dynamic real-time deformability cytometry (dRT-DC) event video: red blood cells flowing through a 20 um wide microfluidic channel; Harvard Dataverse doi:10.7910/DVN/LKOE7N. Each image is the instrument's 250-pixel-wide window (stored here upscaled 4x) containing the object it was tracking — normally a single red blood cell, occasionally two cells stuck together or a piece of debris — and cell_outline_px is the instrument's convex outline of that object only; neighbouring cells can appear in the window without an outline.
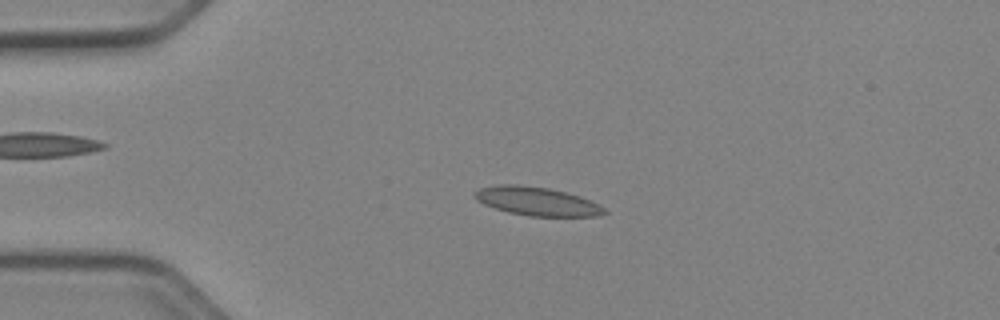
{"species": "Egyptian fruit bat (a non-hibernating species)", "species_latin": "Rousettus aegyptiacus", "temperature_condition": "cold", "stored_images_in_passage": 51, "camera_frame_rate_fps": 3000, "um_per_image_px": 0.085, "animal": {"sex": "female"}, "frame": {"image": 1, "passage_image": 12, "time_ms": 3.667, "image_size_px": [1000, 320], "cell_outline_px": [[608, 212], [596, 216], [528, 216], [508, 212], [484, 204], [476, 200], [472, 196], [480, 188], [500, 184], [520, 184], [548, 188], [580, 196], [600, 204]], "centroid_in_image_um": [45.64, 17.11], "position_along_channel_um": 39.4, "area_um2": 21.56}}
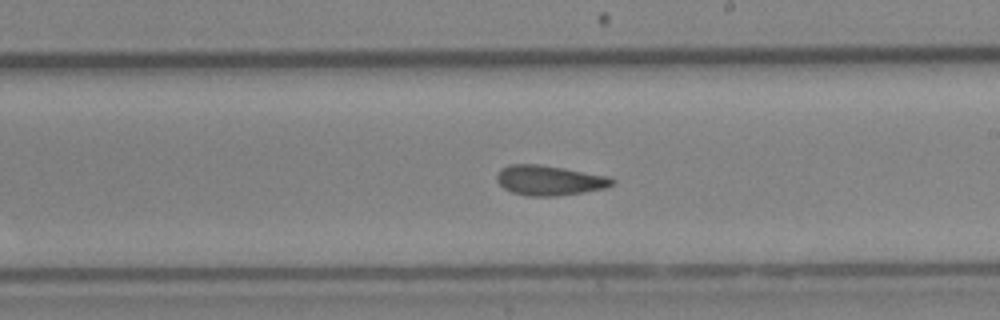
{"frame": {"image": 2, "passage_image": 30, "time_ms": 9.667, "image_size_px": [1000, 320], "cell_outline_px": [[616, 184], [604, 188], [584, 192], [556, 196], [528, 196], [512, 192], [504, 188], [496, 180], [496, 176], [500, 168], [508, 164], [540, 164], [564, 168], [608, 176], [616, 180]], "centroid_in_image_um": [46.69, 15.32], "position_along_channel_um": 242.3, "area_um2": 20.29}}
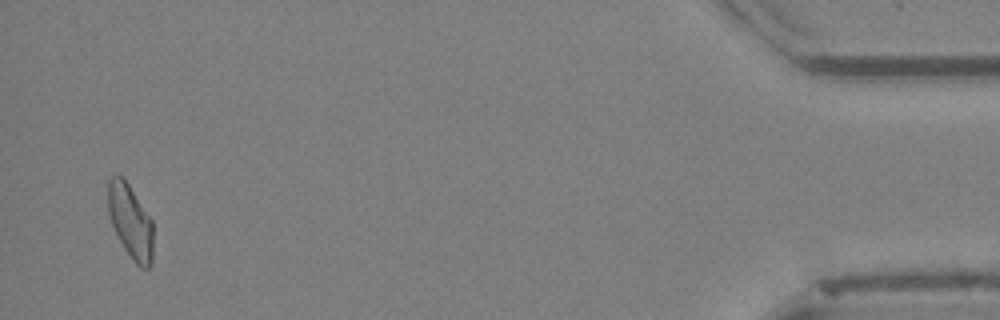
{"frame": {"image": 3, "passage_image": 50, "time_ms": 16.333, "image_size_px": [1000, 320], "cell_outline_px": [[152, 264], [148, 268], [140, 268], [136, 264], [124, 248], [112, 224], [108, 212], [108, 180], [112, 176], [120, 176], [128, 184], [152, 220]], "centroid_in_image_um": [11.09, 18.85], "position_along_channel_um": 424.1, "area_um2": 19.07}, "authors_computed_cell_mechanics": {"area_um2": 20.0566, "velocity_mm_per_s": 3.9423, "shape_relaxation_time_tau1_ms": 5.5999, "shape_relaxation_time_tau2_ms": 2.2448, "deformation_change_tau1": 0.1413, "deformation_change_tau2": 0.0925}}